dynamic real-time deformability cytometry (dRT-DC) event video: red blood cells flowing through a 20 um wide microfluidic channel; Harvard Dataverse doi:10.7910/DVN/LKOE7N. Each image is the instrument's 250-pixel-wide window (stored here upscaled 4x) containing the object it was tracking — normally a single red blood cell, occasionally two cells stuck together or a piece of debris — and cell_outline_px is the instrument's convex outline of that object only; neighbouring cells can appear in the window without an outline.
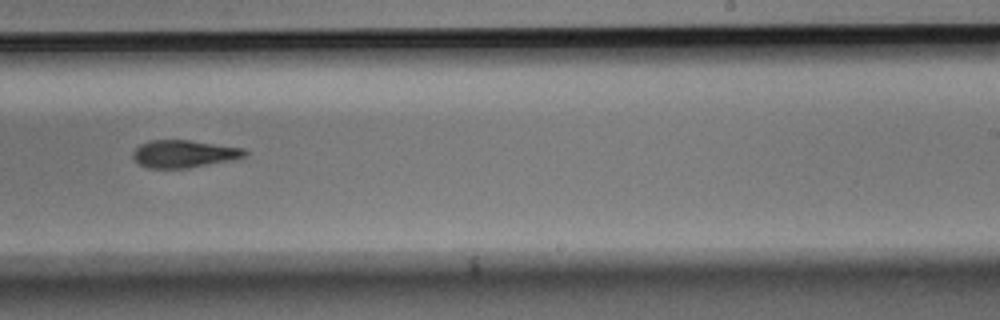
{"species": "Egyptian fruit bat (a non-hibernating species)", "species_latin": "Rousettus aegyptiacus", "temperature_condition": "room temperature", "stored_images_in_passage": 14, "camera_frame_rate_fps": 3000, "um_per_image_px": 0.085, "animal": {"sex": "male"}, "frame": {"image": 1, "passage_image": 9, "time_ms": 2.667, "image_size_px": [1000, 320], "cell_outline_px": [[248, 156], [228, 160], [184, 168], [148, 168], [140, 164], [132, 156], [132, 152], [140, 144], [152, 140], [188, 140], [244, 148], [248, 152]], "centroid_in_image_um": [15.62, 13.06], "position_along_channel_um": 273.4, "area_um2": 17.63}}
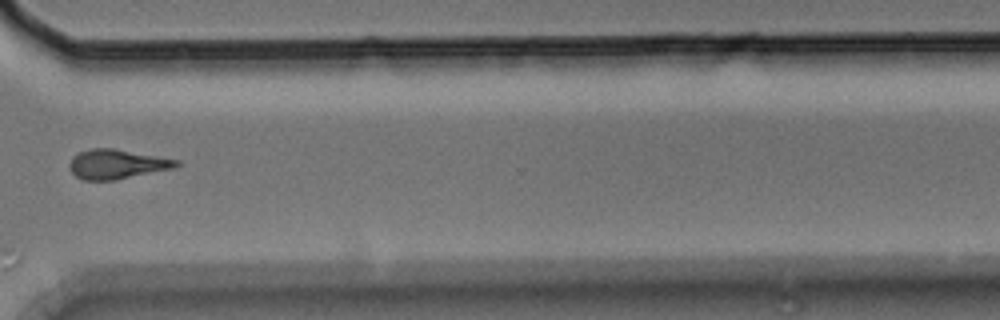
{"frame": {"image": 2, "passage_image": 11, "time_ms": 3.333, "image_size_px": [1000, 320], "cell_outline_px": [[180, 164], [176, 168], [116, 180], [84, 180], [76, 176], [68, 168], [68, 164], [72, 156], [80, 152], [92, 148], [112, 148], [180, 160]], "centroid_in_image_um": [9.94, 13.96], "position_along_channel_um": 360.7, "area_um2": 18.5}}
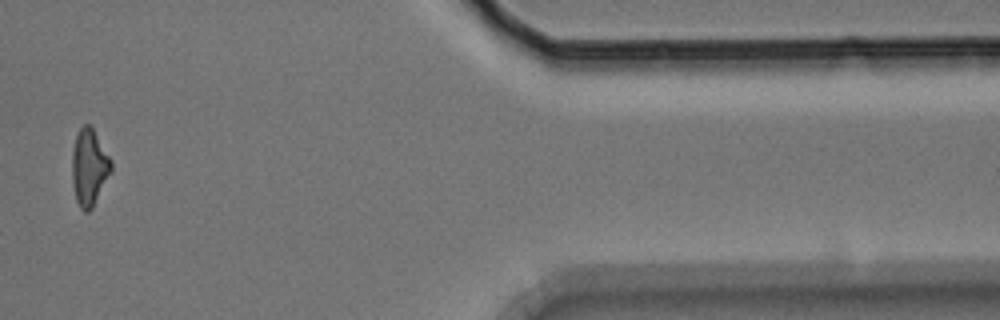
{"frame": {"image": 3, "passage_image": 13, "time_ms": 4.0, "image_size_px": [1000, 320], "cell_outline_px": [[112, 172], [92, 208], [88, 212], [84, 212], [80, 208], [76, 200], [72, 180], [72, 152], [76, 136], [80, 128], [84, 124], [88, 124], [92, 128], [112, 160]], "centroid_in_image_um": [7.59, 14.25], "position_along_channel_um": 403.8, "area_um2": 17.46}}